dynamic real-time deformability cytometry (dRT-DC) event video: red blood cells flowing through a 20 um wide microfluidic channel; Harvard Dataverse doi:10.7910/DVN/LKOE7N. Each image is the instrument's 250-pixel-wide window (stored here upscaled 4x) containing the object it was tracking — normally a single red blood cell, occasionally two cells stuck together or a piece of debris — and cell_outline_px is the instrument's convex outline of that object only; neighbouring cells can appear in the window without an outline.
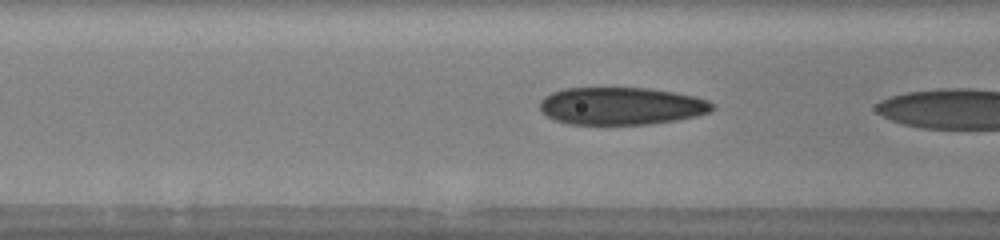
{"species": "human", "species_latin": "Homo sapiens", "temperature_condition": "warm", "stored_images_in_passage": 11, "camera_frame_rate_fps": 3000, "um_per_image_px": 0.085, "donor": {"sex": "male"}, "frame": {"image": 1, "passage_image": 10, "time_ms": 3.0, "image_size_px": [1000, 240], "cell_outline_px": [[716, 108], [712, 112], [696, 116], [676, 120], [648, 124], [568, 124], [556, 120], [548, 116], [540, 108], [540, 100], [544, 96], [552, 92], [564, 88], [648, 88], [676, 92], [696, 96], [708, 100], [716, 104]], "centroid_in_image_um": [52.87, 9.0], "position_along_channel_um": 113.7, "area_um2": 37.97}}